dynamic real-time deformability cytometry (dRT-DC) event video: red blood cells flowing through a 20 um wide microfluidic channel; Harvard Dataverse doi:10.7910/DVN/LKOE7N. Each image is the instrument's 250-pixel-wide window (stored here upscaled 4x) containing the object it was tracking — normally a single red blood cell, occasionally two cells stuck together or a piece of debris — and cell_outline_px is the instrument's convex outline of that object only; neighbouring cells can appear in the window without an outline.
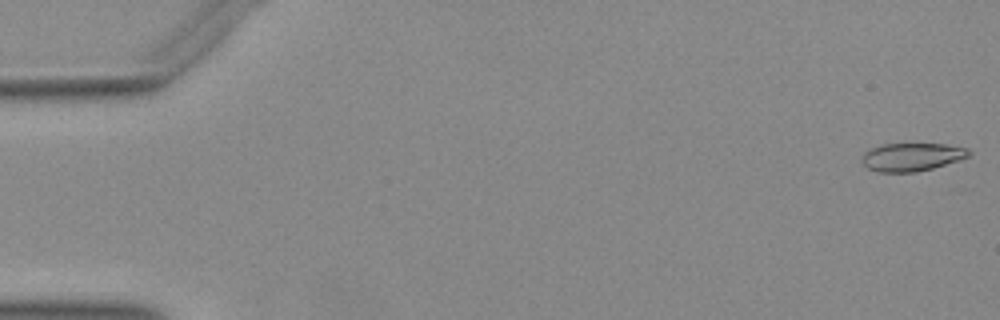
{"species": "Egyptian fruit bat (a non-hibernating species)", "species_latin": "Rousettus aegyptiacus", "temperature_condition": "warm", "stored_images_in_passage": 24, "camera_frame_rate_fps": 3000, "um_per_image_px": 0.085, "animal": {"sex": "female"}, "frame": {"image": 1, "passage_image": 1, "time_ms": 0.0, "image_size_px": [1000, 320], "cell_outline_px": [[972, 156], [932, 168], [916, 172], [880, 172], [868, 168], [860, 160], [864, 152], [868, 148], [884, 144], [944, 144], [968, 148], [972, 152]], "centroid_in_image_um": [77.51, 13.33], "position_along_channel_um": 7.5, "area_um2": 17.63}}
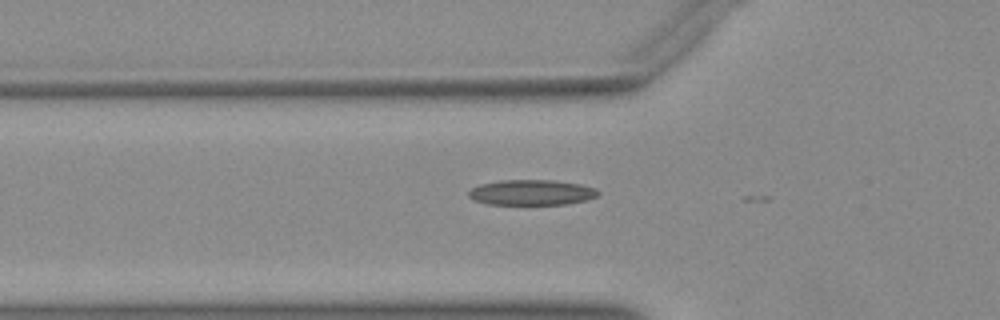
{"frame": {"image": 2, "passage_image": 18, "time_ms": 5.667, "image_size_px": [1000, 320], "cell_outline_px": [[600, 192], [596, 196], [588, 200], [564, 204], [488, 204], [476, 200], [468, 196], [468, 192], [472, 188], [480, 184], [500, 180], [552, 180], [580, 184], [596, 188]], "centroid_in_image_um": [45.2, 16.35], "position_along_channel_um": 80.6, "area_um2": 19.07}}
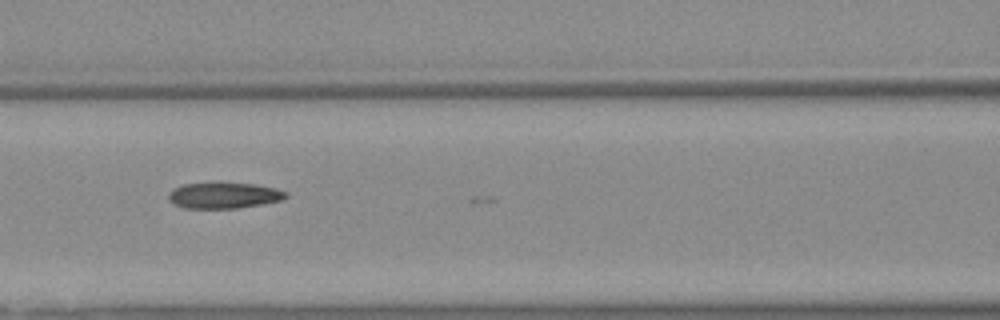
{"frame": {"image": 3, "passage_image": 23, "time_ms": 7.333, "image_size_px": [1000, 320], "cell_outline_px": [[288, 196], [280, 200], [260, 204], [236, 208], [184, 208], [172, 204], [168, 200], [168, 192], [172, 188], [184, 184], [216, 180], [256, 184], [276, 188], [288, 192]], "centroid_in_image_um": [18.97, 16.56], "position_along_channel_um": 147.6, "area_um2": 18.55}}